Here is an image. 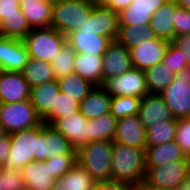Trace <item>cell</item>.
<instances>
[{
  "instance_id": "1",
  "label": "cell",
  "mask_w": 190,
  "mask_h": 190,
  "mask_svg": "<svg viewBox=\"0 0 190 190\" xmlns=\"http://www.w3.org/2000/svg\"><path fill=\"white\" fill-rule=\"evenodd\" d=\"M145 178V149L114 142L111 181L136 187Z\"/></svg>"
},
{
  "instance_id": "2",
  "label": "cell",
  "mask_w": 190,
  "mask_h": 190,
  "mask_svg": "<svg viewBox=\"0 0 190 190\" xmlns=\"http://www.w3.org/2000/svg\"><path fill=\"white\" fill-rule=\"evenodd\" d=\"M114 141L89 142L77 152V163L96 181L111 182Z\"/></svg>"
},
{
  "instance_id": "3",
  "label": "cell",
  "mask_w": 190,
  "mask_h": 190,
  "mask_svg": "<svg viewBox=\"0 0 190 190\" xmlns=\"http://www.w3.org/2000/svg\"><path fill=\"white\" fill-rule=\"evenodd\" d=\"M94 4L93 0H57L52 6L51 26L64 35L81 29Z\"/></svg>"
},
{
  "instance_id": "4",
  "label": "cell",
  "mask_w": 190,
  "mask_h": 190,
  "mask_svg": "<svg viewBox=\"0 0 190 190\" xmlns=\"http://www.w3.org/2000/svg\"><path fill=\"white\" fill-rule=\"evenodd\" d=\"M23 41L29 58L51 63L67 43V38L56 28L49 26L32 28Z\"/></svg>"
},
{
  "instance_id": "5",
  "label": "cell",
  "mask_w": 190,
  "mask_h": 190,
  "mask_svg": "<svg viewBox=\"0 0 190 190\" xmlns=\"http://www.w3.org/2000/svg\"><path fill=\"white\" fill-rule=\"evenodd\" d=\"M42 128L43 122L33 128L9 134L10 152L2 168L21 170L35 161L38 155V134Z\"/></svg>"
},
{
  "instance_id": "6",
  "label": "cell",
  "mask_w": 190,
  "mask_h": 190,
  "mask_svg": "<svg viewBox=\"0 0 190 190\" xmlns=\"http://www.w3.org/2000/svg\"><path fill=\"white\" fill-rule=\"evenodd\" d=\"M42 119L29 99L14 103H0V123L7 134L38 126Z\"/></svg>"
},
{
  "instance_id": "7",
  "label": "cell",
  "mask_w": 190,
  "mask_h": 190,
  "mask_svg": "<svg viewBox=\"0 0 190 190\" xmlns=\"http://www.w3.org/2000/svg\"><path fill=\"white\" fill-rule=\"evenodd\" d=\"M160 95L174 118H186L190 112V66L178 72Z\"/></svg>"
},
{
  "instance_id": "8",
  "label": "cell",
  "mask_w": 190,
  "mask_h": 190,
  "mask_svg": "<svg viewBox=\"0 0 190 190\" xmlns=\"http://www.w3.org/2000/svg\"><path fill=\"white\" fill-rule=\"evenodd\" d=\"M101 87L111 97L132 96L142 99L149 94L144 70L134 67L117 77L106 78Z\"/></svg>"
},
{
  "instance_id": "9",
  "label": "cell",
  "mask_w": 190,
  "mask_h": 190,
  "mask_svg": "<svg viewBox=\"0 0 190 190\" xmlns=\"http://www.w3.org/2000/svg\"><path fill=\"white\" fill-rule=\"evenodd\" d=\"M190 171V159L176 160L161 166L152 167L145 180L154 186L177 190Z\"/></svg>"
},
{
  "instance_id": "10",
  "label": "cell",
  "mask_w": 190,
  "mask_h": 190,
  "mask_svg": "<svg viewBox=\"0 0 190 190\" xmlns=\"http://www.w3.org/2000/svg\"><path fill=\"white\" fill-rule=\"evenodd\" d=\"M51 126L66 137L72 147L77 151L90 142V120H87L79 111L56 119Z\"/></svg>"
},
{
  "instance_id": "11",
  "label": "cell",
  "mask_w": 190,
  "mask_h": 190,
  "mask_svg": "<svg viewBox=\"0 0 190 190\" xmlns=\"http://www.w3.org/2000/svg\"><path fill=\"white\" fill-rule=\"evenodd\" d=\"M119 28V13L114 12L105 5L94 4L91 13L81 25V31H93L96 35L116 40Z\"/></svg>"
},
{
  "instance_id": "12",
  "label": "cell",
  "mask_w": 190,
  "mask_h": 190,
  "mask_svg": "<svg viewBox=\"0 0 190 190\" xmlns=\"http://www.w3.org/2000/svg\"><path fill=\"white\" fill-rule=\"evenodd\" d=\"M168 44L169 42L158 38L140 41L136 47L129 49L132 66L146 70L161 63Z\"/></svg>"
},
{
  "instance_id": "13",
  "label": "cell",
  "mask_w": 190,
  "mask_h": 190,
  "mask_svg": "<svg viewBox=\"0 0 190 190\" xmlns=\"http://www.w3.org/2000/svg\"><path fill=\"white\" fill-rule=\"evenodd\" d=\"M29 59L23 40L0 36V64L3 71L21 72Z\"/></svg>"
},
{
  "instance_id": "14",
  "label": "cell",
  "mask_w": 190,
  "mask_h": 190,
  "mask_svg": "<svg viewBox=\"0 0 190 190\" xmlns=\"http://www.w3.org/2000/svg\"><path fill=\"white\" fill-rule=\"evenodd\" d=\"M31 87L21 72H0V103H14L30 98Z\"/></svg>"
},
{
  "instance_id": "15",
  "label": "cell",
  "mask_w": 190,
  "mask_h": 190,
  "mask_svg": "<svg viewBox=\"0 0 190 190\" xmlns=\"http://www.w3.org/2000/svg\"><path fill=\"white\" fill-rule=\"evenodd\" d=\"M67 43L76 53L103 56L111 40L93 31L74 30L66 35Z\"/></svg>"
},
{
  "instance_id": "16",
  "label": "cell",
  "mask_w": 190,
  "mask_h": 190,
  "mask_svg": "<svg viewBox=\"0 0 190 190\" xmlns=\"http://www.w3.org/2000/svg\"><path fill=\"white\" fill-rule=\"evenodd\" d=\"M129 49L112 40L103 55V81L109 77H117L132 68Z\"/></svg>"
},
{
  "instance_id": "17",
  "label": "cell",
  "mask_w": 190,
  "mask_h": 190,
  "mask_svg": "<svg viewBox=\"0 0 190 190\" xmlns=\"http://www.w3.org/2000/svg\"><path fill=\"white\" fill-rule=\"evenodd\" d=\"M138 117L145 129L154 127L159 122L174 119L160 94H147L141 99Z\"/></svg>"
},
{
  "instance_id": "18",
  "label": "cell",
  "mask_w": 190,
  "mask_h": 190,
  "mask_svg": "<svg viewBox=\"0 0 190 190\" xmlns=\"http://www.w3.org/2000/svg\"><path fill=\"white\" fill-rule=\"evenodd\" d=\"M114 142L141 149L146 148V129L138 115L117 120Z\"/></svg>"
},
{
  "instance_id": "19",
  "label": "cell",
  "mask_w": 190,
  "mask_h": 190,
  "mask_svg": "<svg viewBox=\"0 0 190 190\" xmlns=\"http://www.w3.org/2000/svg\"><path fill=\"white\" fill-rule=\"evenodd\" d=\"M60 92L57 80H52L31 88L29 100L41 119L51 110H56L57 96L60 95Z\"/></svg>"
},
{
  "instance_id": "20",
  "label": "cell",
  "mask_w": 190,
  "mask_h": 190,
  "mask_svg": "<svg viewBox=\"0 0 190 190\" xmlns=\"http://www.w3.org/2000/svg\"><path fill=\"white\" fill-rule=\"evenodd\" d=\"M190 159L187 157L176 140L157 146H146L145 167L146 173L152 168L164 165L176 160Z\"/></svg>"
},
{
  "instance_id": "21",
  "label": "cell",
  "mask_w": 190,
  "mask_h": 190,
  "mask_svg": "<svg viewBox=\"0 0 190 190\" xmlns=\"http://www.w3.org/2000/svg\"><path fill=\"white\" fill-rule=\"evenodd\" d=\"M22 178L28 190H52L56 179L51 176L45 161H32L22 169Z\"/></svg>"
},
{
  "instance_id": "22",
  "label": "cell",
  "mask_w": 190,
  "mask_h": 190,
  "mask_svg": "<svg viewBox=\"0 0 190 190\" xmlns=\"http://www.w3.org/2000/svg\"><path fill=\"white\" fill-rule=\"evenodd\" d=\"M175 1L168 0L154 14L150 21V27L158 39L172 42L174 32Z\"/></svg>"
},
{
  "instance_id": "23",
  "label": "cell",
  "mask_w": 190,
  "mask_h": 190,
  "mask_svg": "<svg viewBox=\"0 0 190 190\" xmlns=\"http://www.w3.org/2000/svg\"><path fill=\"white\" fill-rule=\"evenodd\" d=\"M74 73L94 86L103 83V56L76 53Z\"/></svg>"
},
{
  "instance_id": "24",
  "label": "cell",
  "mask_w": 190,
  "mask_h": 190,
  "mask_svg": "<svg viewBox=\"0 0 190 190\" xmlns=\"http://www.w3.org/2000/svg\"><path fill=\"white\" fill-rule=\"evenodd\" d=\"M111 96L101 86H95L80 102V112L87 120L110 113Z\"/></svg>"
},
{
  "instance_id": "25",
  "label": "cell",
  "mask_w": 190,
  "mask_h": 190,
  "mask_svg": "<svg viewBox=\"0 0 190 190\" xmlns=\"http://www.w3.org/2000/svg\"><path fill=\"white\" fill-rule=\"evenodd\" d=\"M52 6L53 3L42 0H21L20 2V9L31 28L51 26Z\"/></svg>"
},
{
  "instance_id": "26",
  "label": "cell",
  "mask_w": 190,
  "mask_h": 190,
  "mask_svg": "<svg viewBox=\"0 0 190 190\" xmlns=\"http://www.w3.org/2000/svg\"><path fill=\"white\" fill-rule=\"evenodd\" d=\"M97 182L77 163L56 179L52 190H92Z\"/></svg>"
},
{
  "instance_id": "27",
  "label": "cell",
  "mask_w": 190,
  "mask_h": 190,
  "mask_svg": "<svg viewBox=\"0 0 190 190\" xmlns=\"http://www.w3.org/2000/svg\"><path fill=\"white\" fill-rule=\"evenodd\" d=\"M157 37L151 30L150 24L119 25L116 40L127 49L136 47L140 41L154 40Z\"/></svg>"
},
{
  "instance_id": "28",
  "label": "cell",
  "mask_w": 190,
  "mask_h": 190,
  "mask_svg": "<svg viewBox=\"0 0 190 190\" xmlns=\"http://www.w3.org/2000/svg\"><path fill=\"white\" fill-rule=\"evenodd\" d=\"M21 73L31 88L55 80L51 63L38 59L30 58Z\"/></svg>"
},
{
  "instance_id": "29",
  "label": "cell",
  "mask_w": 190,
  "mask_h": 190,
  "mask_svg": "<svg viewBox=\"0 0 190 190\" xmlns=\"http://www.w3.org/2000/svg\"><path fill=\"white\" fill-rule=\"evenodd\" d=\"M144 73L149 94H161L175 78V74L162 63L147 68Z\"/></svg>"
},
{
  "instance_id": "30",
  "label": "cell",
  "mask_w": 190,
  "mask_h": 190,
  "mask_svg": "<svg viewBox=\"0 0 190 190\" xmlns=\"http://www.w3.org/2000/svg\"><path fill=\"white\" fill-rule=\"evenodd\" d=\"M45 142L47 147V159L50 156L77 155L69 140L53 126L45 124Z\"/></svg>"
},
{
  "instance_id": "31",
  "label": "cell",
  "mask_w": 190,
  "mask_h": 190,
  "mask_svg": "<svg viewBox=\"0 0 190 190\" xmlns=\"http://www.w3.org/2000/svg\"><path fill=\"white\" fill-rule=\"evenodd\" d=\"M178 119L159 122L154 127L146 129V146H157L176 140Z\"/></svg>"
},
{
  "instance_id": "32",
  "label": "cell",
  "mask_w": 190,
  "mask_h": 190,
  "mask_svg": "<svg viewBox=\"0 0 190 190\" xmlns=\"http://www.w3.org/2000/svg\"><path fill=\"white\" fill-rule=\"evenodd\" d=\"M57 81L61 92L79 102L95 87L76 73L68 74Z\"/></svg>"
},
{
  "instance_id": "33",
  "label": "cell",
  "mask_w": 190,
  "mask_h": 190,
  "mask_svg": "<svg viewBox=\"0 0 190 190\" xmlns=\"http://www.w3.org/2000/svg\"><path fill=\"white\" fill-rule=\"evenodd\" d=\"M117 119L111 114L90 120V142L114 141Z\"/></svg>"
},
{
  "instance_id": "34",
  "label": "cell",
  "mask_w": 190,
  "mask_h": 190,
  "mask_svg": "<svg viewBox=\"0 0 190 190\" xmlns=\"http://www.w3.org/2000/svg\"><path fill=\"white\" fill-rule=\"evenodd\" d=\"M31 29L26 17L20 10V15L5 16V19L0 23V36L23 40Z\"/></svg>"
},
{
  "instance_id": "35",
  "label": "cell",
  "mask_w": 190,
  "mask_h": 190,
  "mask_svg": "<svg viewBox=\"0 0 190 190\" xmlns=\"http://www.w3.org/2000/svg\"><path fill=\"white\" fill-rule=\"evenodd\" d=\"M75 55L76 52L68 43L63 46L58 54H56V57L51 62L55 80L74 73Z\"/></svg>"
},
{
  "instance_id": "36",
  "label": "cell",
  "mask_w": 190,
  "mask_h": 190,
  "mask_svg": "<svg viewBox=\"0 0 190 190\" xmlns=\"http://www.w3.org/2000/svg\"><path fill=\"white\" fill-rule=\"evenodd\" d=\"M80 110V102L67 96L63 92L57 96L56 110H51L43 119L42 122L51 125L56 119L61 116H67L69 118L71 114Z\"/></svg>"
},
{
  "instance_id": "37",
  "label": "cell",
  "mask_w": 190,
  "mask_h": 190,
  "mask_svg": "<svg viewBox=\"0 0 190 190\" xmlns=\"http://www.w3.org/2000/svg\"><path fill=\"white\" fill-rule=\"evenodd\" d=\"M141 99L132 96L111 97L110 113L117 119L138 114Z\"/></svg>"
},
{
  "instance_id": "38",
  "label": "cell",
  "mask_w": 190,
  "mask_h": 190,
  "mask_svg": "<svg viewBox=\"0 0 190 190\" xmlns=\"http://www.w3.org/2000/svg\"><path fill=\"white\" fill-rule=\"evenodd\" d=\"M45 162L49 165L51 176L58 179L77 164V155L50 156Z\"/></svg>"
},
{
  "instance_id": "39",
  "label": "cell",
  "mask_w": 190,
  "mask_h": 190,
  "mask_svg": "<svg viewBox=\"0 0 190 190\" xmlns=\"http://www.w3.org/2000/svg\"><path fill=\"white\" fill-rule=\"evenodd\" d=\"M161 63L175 75L186 66H189L186 60H184L182 50L177 48L172 42L168 44Z\"/></svg>"
},
{
  "instance_id": "40",
  "label": "cell",
  "mask_w": 190,
  "mask_h": 190,
  "mask_svg": "<svg viewBox=\"0 0 190 190\" xmlns=\"http://www.w3.org/2000/svg\"><path fill=\"white\" fill-rule=\"evenodd\" d=\"M153 14L149 10L123 9L119 13V25H144L149 24Z\"/></svg>"
},
{
  "instance_id": "41",
  "label": "cell",
  "mask_w": 190,
  "mask_h": 190,
  "mask_svg": "<svg viewBox=\"0 0 190 190\" xmlns=\"http://www.w3.org/2000/svg\"><path fill=\"white\" fill-rule=\"evenodd\" d=\"M3 190H25L21 170L2 168Z\"/></svg>"
},
{
  "instance_id": "42",
  "label": "cell",
  "mask_w": 190,
  "mask_h": 190,
  "mask_svg": "<svg viewBox=\"0 0 190 190\" xmlns=\"http://www.w3.org/2000/svg\"><path fill=\"white\" fill-rule=\"evenodd\" d=\"M174 32L175 36L190 34V12L179 6L177 2H175Z\"/></svg>"
},
{
  "instance_id": "43",
  "label": "cell",
  "mask_w": 190,
  "mask_h": 190,
  "mask_svg": "<svg viewBox=\"0 0 190 190\" xmlns=\"http://www.w3.org/2000/svg\"><path fill=\"white\" fill-rule=\"evenodd\" d=\"M176 142L181 146L187 157H190V120L178 119Z\"/></svg>"
},
{
  "instance_id": "44",
  "label": "cell",
  "mask_w": 190,
  "mask_h": 190,
  "mask_svg": "<svg viewBox=\"0 0 190 190\" xmlns=\"http://www.w3.org/2000/svg\"><path fill=\"white\" fill-rule=\"evenodd\" d=\"M168 0H134L125 9H141L149 10L151 14H154L160 7H162Z\"/></svg>"
},
{
  "instance_id": "45",
  "label": "cell",
  "mask_w": 190,
  "mask_h": 190,
  "mask_svg": "<svg viewBox=\"0 0 190 190\" xmlns=\"http://www.w3.org/2000/svg\"><path fill=\"white\" fill-rule=\"evenodd\" d=\"M21 0H0V23L5 16L20 15Z\"/></svg>"
},
{
  "instance_id": "46",
  "label": "cell",
  "mask_w": 190,
  "mask_h": 190,
  "mask_svg": "<svg viewBox=\"0 0 190 190\" xmlns=\"http://www.w3.org/2000/svg\"><path fill=\"white\" fill-rule=\"evenodd\" d=\"M172 43L182 50L184 60H186L187 64L190 66V34L175 36Z\"/></svg>"
},
{
  "instance_id": "47",
  "label": "cell",
  "mask_w": 190,
  "mask_h": 190,
  "mask_svg": "<svg viewBox=\"0 0 190 190\" xmlns=\"http://www.w3.org/2000/svg\"><path fill=\"white\" fill-rule=\"evenodd\" d=\"M92 190H133V187L118 182H97Z\"/></svg>"
},
{
  "instance_id": "48",
  "label": "cell",
  "mask_w": 190,
  "mask_h": 190,
  "mask_svg": "<svg viewBox=\"0 0 190 190\" xmlns=\"http://www.w3.org/2000/svg\"><path fill=\"white\" fill-rule=\"evenodd\" d=\"M47 159V147L45 142V123H43L42 131L38 134V155L35 161H45Z\"/></svg>"
},
{
  "instance_id": "49",
  "label": "cell",
  "mask_w": 190,
  "mask_h": 190,
  "mask_svg": "<svg viewBox=\"0 0 190 190\" xmlns=\"http://www.w3.org/2000/svg\"><path fill=\"white\" fill-rule=\"evenodd\" d=\"M10 147L9 134L0 136V167L4 165L6 158L9 156Z\"/></svg>"
},
{
  "instance_id": "50",
  "label": "cell",
  "mask_w": 190,
  "mask_h": 190,
  "mask_svg": "<svg viewBox=\"0 0 190 190\" xmlns=\"http://www.w3.org/2000/svg\"><path fill=\"white\" fill-rule=\"evenodd\" d=\"M95 4L105 5L118 13V0H93Z\"/></svg>"
},
{
  "instance_id": "51",
  "label": "cell",
  "mask_w": 190,
  "mask_h": 190,
  "mask_svg": "<svg viewBox=\"0 0 190 190\" xmlns=\"http://www.w3.org/2000/svg\"><path fill=\"white\" fill-rule=\"evenodd\" d=\"M138 190H171L149 184L145 179L136 186Z\"/></svg>"
},
{
  "instance_id": "52",
  "label": "cell",
  "mask_w": 190,
  "mask_h": 190,
  "mask_svg": "<svg viewBox=\"0 0 190 190\" xmlns=\"http://www.w3.org/2000/svg\"><path fill=\"white\" fill-rule=\"evenodd\" d=\"M177 190H190V171L187 173L185 180Z\"/></svg>"
},
{
  "instance_id": "53",
  "label": "cell",
  "mask_w": 190,
  "mask_h": 190,
  "mask_svg": "<svg viewBox=\"0 0 190 190\" xmlns=\"http://www.w3.org/2000/svg\"><path fill=\"white\" fill-rule=\"evenodd\" d=\"M134 0H118V13L127 8Z\"/></svg>"
},
{
  "instance_id": "54",
  "label": "cell",
  "mask_w": 190,
  "mask_h": 190,
  "mask_svg": "<svg viewBox=\"0 0 190 190\" xmlns=\"http://www.w3.org/2000/svg\"><path fill=\"white\" fill-rule=\"evenodd\" d=\"M178 5L190 12V0H179Z\"/></svg>"
},
{
  "instance_id": "55",
  "label": "cell",
  "mask_w": 190,
  "mask_h": 190,
  "mask_svg": "<svg viewBox=\"0 0 190 190\" xmlns=\"http://www.w3.org/2000/svg\"><path fill=\"white\" fill-rule=\"evenodd\" d=\"M7 132L5 131L4 126L0 123V136L6 135Z\"/></svg>"
},
{
  "instance_id": "56",
  "label": "cell",
  "mask_w": 190,
  "mask_h": 190,
  "mask_svg": "<svg viewBox=\"0 0 190 190\" xmlns=\"http://www.w3.org/2000/svg\"><path fill=\"white\" fill-rule=\"evenodd\" d=\"M2 186H3V181H2V167H0V190H3V189H2Z\"/></svg>"
},
{
  "instance_id": "57",
  "label": "cell",
  "mask_w": 190,
  "mask_h": 190,
  "mask_svg": "<svg viewBox=\"0 0 190 190\" xmlns=\"http://www.w3.org/2000/svg\"><path fill=\"white\" fill-rule=\"evenodd\" d=\"M42 1H46V2H49V3H54V2H56L57 0H42Z\"/></svg>"
},
{
  "instance_id": "58",
  "label": "cell",
  "mask_w": 190,
  "mask_h": 190,
  "mask_svg": "<svg viewBox=\"0 0 190 190\" xmlns=\"http://www.w3.org/2000/svg\"><path fill=\"white\" fill-rule=\"evenodd\" d=\"M186 119L190 120V112L188 113Z\"/></svg>"
}]
</instances>
